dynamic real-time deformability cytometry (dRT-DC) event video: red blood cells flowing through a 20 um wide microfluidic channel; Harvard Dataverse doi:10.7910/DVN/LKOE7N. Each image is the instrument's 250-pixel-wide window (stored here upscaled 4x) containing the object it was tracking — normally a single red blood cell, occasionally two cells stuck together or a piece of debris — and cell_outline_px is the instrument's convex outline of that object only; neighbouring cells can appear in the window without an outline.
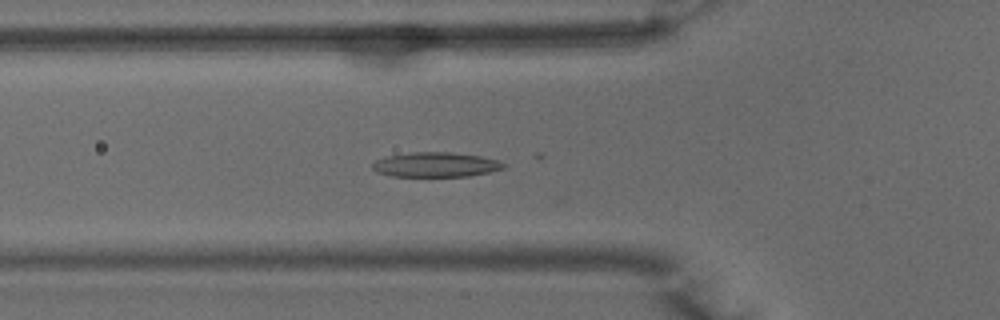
{"species": "common noctule bat (a hibernating species)", "species_latin": "Nyctalus noctula", "temperature_condition": "warm", "stored_images_in_passage": 19, "camera_frame_rate_fps": 3000, "um_per_image_px": 0.085, "animal": {"sex": "male", "body_mass_g": 15.6}, "frame": {"image": 1, "passage_image": 18, "time_ms": 5.667, "image_size_px": [1000, 320], "cell_outline_px": [[508, 164], [504, 168], [488, 172], [468, 176], [392, 176], [376, 172], [372, 168], [372, 164], [376, 160], [388, 156], [412, 152], [448, 152], [480, 156], [496, 160]], "centroid_in_image_um": [37.03, 14.0], "position_along_channel_um": 88.8, "area_um2": 18.73}}